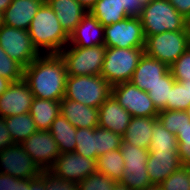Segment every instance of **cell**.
Instances as JSON below:
<instances>
[{"label": "cell", "mask_w": 190, "mask_h": 190, "mask_svg": "<svg viewBox=\"0 0 190 190\" xmlns=\"http://www.w3.org/2000/svg\"><path fill=\"white\" fill-rule=\"evenodd\" d=\"M96 45H104V26L90 12H87L69 35L67 46L93 47Z\"/></svg>", "instance_id": "obj_18"}, {"label": "cell", "mask_w": 190, "mask_h": 190, "mask_svg": "<svg viewBox=\"0 0 190 190\" xmlns=\"http://www.w3.org/2000/svg\"><path fill=\"white\" fill-rule=\"evenodd\" d=\"M90 13L104 27L129 17L124 10L122 0H98Z\"/></svg>", "instance_id": "obj_26"}, {"label": "cell", "mask_w": 190, "mask_h": 190, "mask_svg": "<svg viewBox=\"0 0 190 190\" xmlns=\"http://www.w3.org/2000/svg\"><path fill=\"white\" fill-rule=\"evenodd\" d=\"M0 190H23V179L0 173Z\"/></svg>", "instance_id": "obj_41"}, {"label": "cell", "mask_w": 190, "mask_h": 190, "mask_svg": "<svg viewBox=\"0 0 190 190\" xmlns=\"http://www.w3.org/2000/svg\"><path fill=\"white\" fill-rule=\"evenodd\" d=\"M97 171L120 182L124 170V159L120 149L106 152L99 156L96 161Z\"/></svg>", "instance_id": "obj_28"}, {"label": "cell", "mask_w": 190, "mask_h": 190, "mask_svg": "<svg viewBox=\"0 0 190 190\" xmlns=\"http://www.w3.org/2000/svg\"><path fill=\"white\" fill-rule=\"evenodd\" d=\"M124 10L129 17H140L144 7L139 0H122Z\"/></svg>", "instance_id": "obj_44"}, {"label": "cell", "mask_w": 190, "mask_h": 190, "mask_svg": "<svg viewBox=\"0 0 190 190\" xmlns=\"http://www.w3.org/2000/svg\"><path fill=\"white\" fill-rule=\"evenodd\" d=\"M142 190H161L160 188V185H151V186H148L147 188H144Z\"/></svg>", "instance_id": "obj_52"}, {"label": "cell", "mask_w": 190, "mask_h": 190, "mask_svg": "<svg viewBox=\"0 0 190 190\" xmlns=\"http://www.w3.org/2000/svg\"><path fill=\"white\" fill-rule=\"evenodd\" d=\"M185 87H187L188 101H190V80L182 82Z\"/></svg>", "instance_id": "obj_51"}, {"label": "cell", "mask_w": 190, "mask_h": 190, "mask_svg": "<svg viewBox=\"0 0 190 190\" xmlns=\"http://www.w3.org/2000/svg\"><path fill=\"white\" fill-rule=\"evenodd\" d=\"M146 166L151 183L159 185L182 164L178 151H149Z\"/></svg>", "instance_id": "obj_17"}, {"label": "cell", "mask_w": 190, "mask_h": 190, "mask_svg": "<svg viewBox=\"0 0 190 190\" xmlns=\"http://www.w3.org/2000/svg\"><path fill=\"white\" fill-rule=\"evenodd\" d=\"M174 82L175 79L169 70L163 77H161V81L147 92L158 112L167 110V100L169 99L170 89Z\"/></svg>", "instance_id": "obj_31"}, {"label": "cell", "mask_w": 190, "mask_h": 190, "mask_svg": "<svg viewBox=\"0 0 190 190\" xmlns=\"http://www.w3.org/2000/svg\"><path fill=\"white\" fill-rule=\"evenodd\" d=\"M60 113L76 128L98 127V108L62 98L60 100Z\"/></svg>", "instance_id": "obj_21"}, {"label": "cell", "mask_w": 190, "mask_h": 190, "mask_svg": "<svg viewBox=\"0 0 190 190\" xmlns=\"http://www.w3.org/2000/svg\"><path fill=\"white\" fill-rule=\"evenodd\" d=\"M168 71L169 66L167 64L143 54L130 82L141 90L148 92L161 81V77Z\"/></svg>", "instance_id": "obj_19"}, {"label": "cell", "mask_w": 190, "mask_h": 190, "mask_svg": "<svg viewBox=\"0 0 190 190\" xmlns=\"http://www.w3.org/2000/svg\"><path fill=\"white\" fill-rule=\"evenodd\" d=\"M185 111H186V113H187V116H188L189 119H190V106H189Z\"/></svg>", "instance_id": "obj_56"}, {"label": "cell", "mask_w": 190, "mask_h": 190, "mask_svg": "<svg viewBox=\"0 0 190 190\" xmlns=\"http://www.w3.org/2000/svg\"><path fill=\"white\" fill-rule=\"evenodd\" d=\"M45 0H12L3 13L4 25L16 29H29L31 22Z\"/></svg>", "instance_id": "obj_20"}, {"label": "cell", "mask_w": 190, "mask_h": 190, "mask_svg": "<svg viewBox=\"0 0 190 190\" xmlns=\"http://www.w3.org/2000/svg\"><path fill=\"white\" fill-rule=\"evenodd\" d=\"M49 131L57 142L60 153L75 151L77 128L64 118L61 113L52 122Z\"/></svg>", "instance_id": "obj_25"}, {"label": "cell", "mask_w": 190, "mask_h": 190, "mask_svg": "<svg viewBox=\"0 0 190 190\" xmlns=\"http://www.w3.org/2000/svg\"><path fill=\"white\" fill-rule=\"evenodd\" d=\"M29 113L37 130H50L52 122L60 114V101L34 97Z\"/></svg>", "instance_id": "obj_24"}, {"label": "cell", "mask_w": 190, "mask_h": 190, "mask_svg": "<svg viewBox=\"0 0 190 190\" xmlns=\"http://www.w3.org/2000/svg\"><path fill=\"white\" fill-rule=\"evenodd\" d=\"M140 20L144 36L185 30L186 18L168 0H153L142 8Z\"/></svg>", "instance_id": "obj_3"}, {"label": "cell", "mask_w": 190, "mask_h": 190, "mask_svg": "<svg viewBox=\"0 0 190 190\" xmlns=\"http://www.w3.org/2000/svg\"><path fill=\"white\" fill-rule=\"evenodd\" d=\"M96 161L75 152H65L58 156L49 171L63 180L78 183L97 171Z\"/></svg>", "instance_id": "obj_14"}, {"label": "cell", "mask_w": 190, "mask_h": 190, "mask_svg": "<svg viewBox=\"0 0 190 190\" xmlns=\"http://www.w3.org/2000/svg\"><path fill=\"white\" fill-rule=\"evenodd\" d=\"M14 142L12 137L7 129L5 118L0 117V151L4 148L10 147Z\"/></svg>", "instance_id": "obj_43"}, {"label": "cell", "mask_w": 190, "mask_h": 190, "mask_svg": "<svg viewBox=\"0 0 190 190\" xmlns=\"http://www.w3.org/2000/svg\"><path fill=\"white\" fill-rule=\"evenodd\" d=\"M12 0H0V12L4 13V11L11 4Z\"/></svg>", "instance_id": "obj_48"}, {"label": "cell", "mask_w": 190, "mask_h": 190, "mask_svg": "<svg viewBox=\"0 0 190 190\" xmlns=\"http://www.w3.org/2000/svg\"><path fill=\"white\" fill-rule=\"evenodd\" d=\"M23 190H46L45 170L35 179H23Z\"/></svg>", "instance_id": "obj_42"}, {"label": "cell", "mask_w": 190, "mask_h": 190, "mask_svg": "<svg viewBox=\"0 0 190 190\" xmlns=\"http://www.w3.org/2000/svg\"><path fill=\"white\" fill-rule=\"evenodd\" d=\"M67 76L60 54H40L24 68L23 80L35 98L60 101L65 96Z\"/></svg>", "instance_id": "obj_1"}, {"label": "cell", "mask_w": 190, "mask_h": 190, "mask_svg": "<svg viewBox=\"0 0 190 190\" xmlns=\"http://www.w3.org/2000/svg\"><path fill=\"white\" fill-rule=\"evenodd\" d=\"M4 26L3 13L0 12V29Z\"/></svg>", "instance_id": "obj_54"}, {"label": "cell", "mask_w": 190, "mask_h": 190, "mask_svg": "<svg viewBox=\"0 0 190 190\" xmlns=\"http://www.w3.org/2000/svg\"><path fill=\"white\" fill-rule=\"evenodd\" d=\"M41 172V168L21 144L14 143L0 151V173L21 179H35Z\"/></svg>", "instance_id": "obj_12"}, {"label": "cell", "mask_w": 190, "mask_h": 190, "mask_svg": "<svg viewBox=\"0 0 190 190\" xmlns=\"http://www.w3.org/2000/svg\"><path fill=\"white\" fill-rule=\"evenodd\" d=\"M106 46L93 47L66 46L60 51L68 76L100 75Z\"/></svg>", "instance_id": "obj_6"}, {"label": "cell", "mask_w": 190, "mask_h": 190, "mask_svg": "<svg viewBox=\"0 0 190 190\" xmlns=\"http://www.w3.org/2000/svg\"><path fill=\"white\" fill-rule=\"evenodd\" d=\"M116 181L98 171L78 182L79 190H112Z\"/></svg>", "instance_id": "obj_36"}, {"label": "cell", "mask_w": 190, "mask_h": 190, "mask_svg": "<svg viewBox=\"0 0 190 190\" xmlns=\"http://www.w3.org/2000/svg\"><path fill=\"white\" fill-rule=\"evenodd\" d=\"M88 12L95 6L98 0H77Z\"/></svg>", "instance_id": "obj_47"}, {"label": "cell", "mask_w": 190, "mask_h": 190, "mask_svg": "<svg viewBox=\"0 0 190 190\" xmlns=\"http://www.w3.org/2000/svg\"><path fill=\"white\" fill-rule=\"evenodd\" d=\"M145 36L140 17H127L104 27V45L117 48L144 47Z\"/></svg>", "instance_id": "obj_9"}, {"label": "cell", "mask_w": 190, "mask_h": 190, "mask_svg": "<svg viewBox=\"0 0 190 190\" xmlns=\"http://www.w3.org/2000/svg\"><path fill=\"white\" fill-rule=\"evenodd\" d=\"M24 67L9 57L0 46V76L7 78L12 82L23 80Z\"/></svg>", "instance_id": "obj_34"}, {"label": "cell", "mask_w": 190, "mask_h": 190, "mask_svg": "<svg viewBox=\"0 0 190 190\" xmlns=\"http://www.w3.org/2000/svg\"><path fill=\"white\" fill-rule=\"evenodd\" d=\"M59 19L64 31L70 35L87 14V10L77 0H45Z\"/></svg>", "instance_id": "obj_22"}, {"label": "cell", "mask_w": 190, "mask_h": 190, "mask_svg": "<svg viewBox=\"0 0 190 190\" xmlns=\"http://www.w3.org/2000/svg\"><path fill=\"white\" fill-rule=\"evenodd\" d=\"M139 1L141 2V4L143 6H145V5H148L149 3H151L153 0H139Z\"/></svg>", "instance_id": "obj_55"}, {"label": "cell", "mask_w": 190, "mask_h": 190, "mask_svg": "<svg viewBox=\"0 0 190 190\" xmlns=\"http://www.w3.org/2000/svg\"><path fill=\"white\" fill-rule=\"evenodd\" d=\"M111 94L132 117H157L159 113L148 93L130 81L112 86Z\"/></svg>", "instance_id": "obj_11"}, {"label": "cell", "mask_w": 190, "mask_h": 190, "mask_svg": "<svg viewBox=\"0 0 190 190\" xmlns=\"http://www.w3.org/2000/svg\"><path fill=\"white\" fill-rule=\"evenodd\" d=\"M75 153L89 159L97 160L96 127L77 128Z\"/></svg>", "instance_id": "obj_30"}, {"label": "cell", "mask_w": 190, "mask_h": 190, "mask_svg": "<svg viewBox=\"0 0 190 190\" xmlns=\"http://www.w3.org/2000/svg\"><path fill=\"white\" fill-rule=\"evenodd\" d=\"M190 47L186 30L145 36L144 54L171 66Z\"/></svg>", "instance_id": "obj_7"}, {"label": "cell", "mask_w": 190, "mask_h": 190, "mask_svg": "<svg viewBox=\"0 0 190 190\" xmlns=\"http://www.w3.org/2000/svg\"><path fill=\"white\" fill-rule=\"evenodd\" d=\"M185 30H186V34L188 36V41L190 44V16L186 17Z\"/></svg>", "instance_id": "obj_49"}, {"label": "cell", "mask_w": 190, "mask_h": 190, "mask_svg": "<svg viewBox=\"0 0 190 190\" xmlns=\"http://www.w3.org/2000/svg\"><path fill=\"white\" fill-rule=\"evenodd\" d=\"M132 115L111 94L98 108V126L121 136L126 133Z\"/></svg>", "instance_id": "obj_16"}, {"label": "cell", "mask_w": 190, "mask_h": 190, "mask_svg": "<svg viewBox=\"0 0 190 190\" xmlns=\"http://www.w3.org/2000/svg\"><path fill=\"white\" fill-rule=\"evenodd\" d=\"M111 87L101 75L67 76L64 98L99 108L111 95Z\"/></svg>", "instance_id": "obj_5"}, {"label": "cell", "mask_w": 190, "mask_h": 190, "mask_svg": "<svg viewBox=\"0 0 190 190\" xmlns=\"http://www.w3.org/2000/svg\"><path fill=\"white\" fill-rule=\"evenodd\" d=\"M33 98V93L24 80L12 82L9 88L0 95V117L28 113Z\"/></svg>", "instance_id": "obj_15"}, {"label": "cell", "mask_w": 190, "mask_h": 190, "mask_svg": "<svg viewBox=\"0 0 190 190\" xmlns=\"http://www.w3.org/2000/svg\"><path fill=\"white\" fill-rule=\"evenodd\" d=\"M122 136L108 129L96 127L97 158L106 152L120 149Z\"/></svg>", "instance_id": "obj_33"}, {"label": "cell", "mask_w": 190, "mask_h": 190, "mask_svg": "<svg viewBox=\"0 0 190 190\" xmlns=\"http://www.w3.org/2000/svg\"><path fill=\"white\" fill-rule=\"evenodd\" d=\"M176 138L182 166L190 165V123H187L181 131H177Z\"/></svg>", "instance_id": "obj_39"}, {"label": "cell", "mask_w": 190, "mask_h": 190, "mask_svg": "<svg viewBox=\"0 0 190 190\" xmlns=\"http://www.w3.org/2000/svg\"><path fill=\"white\" fill-rule=\"evenodd\" d=\"M7 129L14 143L20 144L31 134L37 131L35 122L30 113L5 117Z\"/></svg>", "instance_id": "obj_27"}, {"label": "cell", "mask_w": 190, "mask_h": 190, "mask_svg": "<svg viewBox=\"0 0 190 190\" xmlns=\"http://www.w3.org/2000/svg\"><path fill=\"white\" fill-rule=\"evenodd\" d=\"M185 18L190 16V0H168Z\"/></svg>", "instance_id": "obj_45"}, {"label": "cell", "mask_w": 190, "mask_h": 190, "mask_svg": "<svg viewBox=\"0 0 190 190\" xmlns=\"http://www.w3.org/2000/svg\"><path fill=\"white\" fill-rule=\"evenodd\" d=\"M46 190H79L77 183L63 180L49 170H45Z\"/></svg>", "instance_id": "obj_40"}, {"label": "cell", "mask_w": 190, "mask_h": 190, "mask_svg": "<svg viewBox=\"0 0 190 190\" xmlns=\"http://www.w3.org/2000/svg\"><path fill=\"white\" fill-rule=\"evenodd\" d=\"M175 81L185 82L190 80V47L169 66Z\"/></svg>", "instance_id": "obj_37"}, {"label": "cell", "mask_w": 190, "mask_h": 190, "mask_svg": "<svg viewBox=\"0 0 190 190\" xmlns=\"http://www.w3.org/2000/svg\"><path fill=\"white\" fill-rule=\"evenodd\" d=\"M0 46L24 68L40 55L31 41L29 32L24 29L4 25L0 29Z\"/></svg>", "instance_id": "obj_10"}, {"label": "cell", "mask_w": 190, "mask_h": 190, "mask_svg": "<svg viewBox=\"0 0 190 190\" xmlns=\"http://www.w3.org/2000/svg\"><path fill=\"white\" fill-rule=\"evenodd\" d=\"M184 167L186 169L187 178H188L189 187H190V165H184Z\"/></svg>", "instance_id": "obj_53"}, {"label": "cell", "mask_w": 190, "mask_h": 190, "mask_svg": "<svg viewBox=\"0 0 190 190\" xmlns=\"http://www.w3.org/2000/svg\"><path fill=\"white\" fill-rule=\"evenodd\" d=\"M159 185L161 190H190L185 167L181 166Z\"/></svg>", "instance_id": "obj_38"}, {"label": "cell", "mask_w": 190, "mask_h": 190, "mask_svg": "<svg viewBox=\"0 0 190 190\" xmlns=\"http://www.w3.org/2000/svg\"><path fill=\"white\" fill-rule=\"evenodd\" d=\"M157 119L162 126L174 135L177 134V131H181L187 123H190V119L187 116L186 111L182 110L159 111Z\"/></svg>", "instance_id": "obj_32"}, {"label": "cell", "mask_w": 190, "mask_h": 190, "mask_svg": "<svg viewBox=\"0 0 190 190\" xmlns=\"http://www.w3.org/2000/svg\"><path fill=\"white\" fill-rule=\"evenodd\" d=\"M112 190H130L127 186L123 185L120 182H116Z\"/></svg>", "instance_id": "obj_50"}, {"label": "cell", "mask_w": 190, "mask_h": 190, "mask_svg": "<svg viewBox=\"0 0 190 190\" xmlns=\"http://www.w3.org/2000/svg\"><path fill=\"white\" fill-rule=\"evenodd\" d=\"M12 84V81L0 76V95H2Z\"/></svg>", "instance_id": "obj_46"}, {"label": "cell", "mask_w": 190, "mask_h": 190, "mask_svg": "<svg viewBox=\"0 0 190 190\" xmlns=\"http://www.w3.org/2000/svg\"><path fill=\"white\" fill-rule=\"evenodd\" d=\"M144 54V47H106L100 75L111 85L129 82Z\"/></svg>", "instance_id": "obj_4"}, {"label": "cell", "mask_w": 190, "mask_h": 190, "mask_svg": "<svg viewBox=\"0 0 190 190\" xmlns=\"http://www.w3.org/2000/svg\"><path fill=\"white\" fill-rule=\"evenodd\" d=\"M120 151L124 159V170L120 183L130 190H142L153 185L146 166L149 150L122 142Z\"/></svg>", "instance_id": "obj_8"}, {"label": "cell", "mask_w": 190, "mask_h": 190, "mask_svg": "<svg viewBox=\"0 0 190 190\" xmlns=\"http://www.w3.org/2000/svg\"><path fill=\"white\" fill-rule=\"evenodd\" d=\"M20 144L41 170H49L61 154L49 130H37Z\"/></svg>", "instance_id": "obj_13"}, {"label": "cell", "mask_w": 190, "mask_h": 190, "mask_svg": "<svg viewBox=\"0 0 190 190\" xmlns=\"http://www.w3.org/2000/svg\"><path fill=\"white\" fill-rule=\"evenodd\" d=\"M189 106L190 101H188L187 87L183 83L175 81L170 89L167 110L185 111Z\"/></svg>", "instance_id": "obj_35"}, {"label": "cell", "mask_w": 190, "mask_h": 190, "mask_svg": "<svg viewBox=\"0 0 190 190\" xmlns=\"http://www.w3.org/2000/svg\"><path fill=\"white\" fill-rule=\"evenodd\" d=\"M157 117H132L122 142L149 149L152 138V127Z\"/></svg>", "instance_id": "obj_23"}, {"label": "cell", "mask_w": 190, "mask_h": 190, "mask_svg": "<svg viewBox=\"0 0 190 190\" xmlns=\"http://www.w3.org/2000/svg\"><path fill=\"white\" fill-rule=\"evenodd\" d=\"M31 41L40 54H59L69 42L55 12L45 1L28 29Z\"/></svg>", "instance_id": "obj_2"}, {"label": "cell", "mask_w": 190, "mask_h": 190, "mask_svg": "<svg viewBox=\"0 0 190 190\" xmlns=\"http://www.w3.org/2000/svg\"><path fill=\"white\" fill-rule=\"evenodd\" d=\"M149 151H178L176 135L169 132L157 120L152 127L151 144Z\"/></svg>", "instance_id": "obj_29"}]
</instances>
